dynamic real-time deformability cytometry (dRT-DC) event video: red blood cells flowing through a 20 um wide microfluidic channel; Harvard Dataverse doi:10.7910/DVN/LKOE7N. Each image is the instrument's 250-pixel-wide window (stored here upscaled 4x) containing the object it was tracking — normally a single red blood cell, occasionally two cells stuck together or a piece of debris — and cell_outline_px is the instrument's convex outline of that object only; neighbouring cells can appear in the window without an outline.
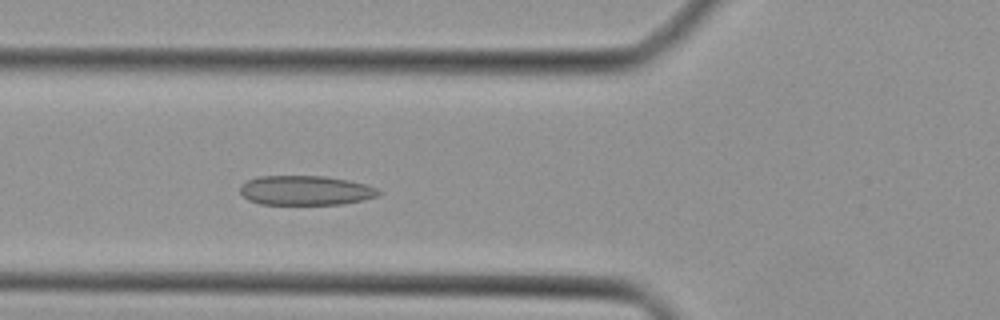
{"species": "Egyptian fruit bat (a non-hibernating species)", "species_latin": "Rousettus aegyptiacus", "temperature_condition": "cold", "stored_images_in_passage": 42, "camera_frame_rate_fps": 3000, "um_per_image_px": 0.085, "animal": {"sex": "female"}, "frame": {"image": 1, "passage_image": 14, "time_ms": 4.333, "image_size_px": [1000, 320], "cell_outline_px": [[380, 192], [376, 196], [364, 200], [340, 204], [260, 204], [248, 200], [240, 192], [240, 184], [248, 180], [260, 176], [324, 176], [348, 180], [364, 184], [376, 188]], "centroid_in_image_um": [25.93, 16.18], "position_along_channel_um": 99.9, "area_um2": 23.7}}
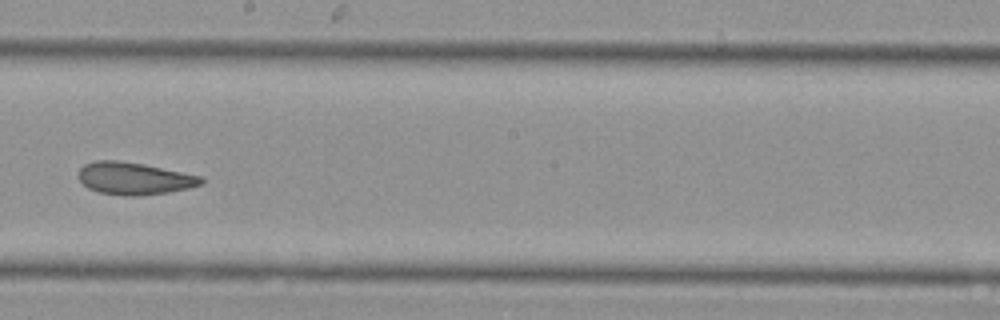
{"frame": {"image": 2, "passage_image": 23, "time_ms": 7.333, "image_size_px": [1000, 320], "cell_outline_px": [[204, 180], [200, 184], [188, 188], [168, 192], [140, 196], [124, 196], [100, 192], [88, 188], [80, 180], [80, 168], [84, 164], [96, 160], [116, 160], [144, 164], [200, 176]], "centroid_in_image_um": [11.39, 15.17], "position_along_channel_um": 236.8, "area_um2": 22.83}}
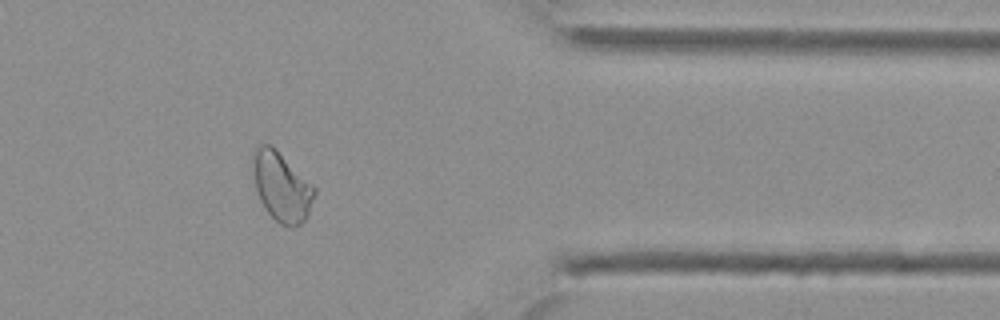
{"frame": {"image": 3, "passage_image": 34, "time_ms": 11.0, "image_size_px": [1000, 320], "cell_outline_px": [[316, 192], [308, 212], [304, 220], [300, 224], [288, 228], [280, 224], [268, 212], [260, 200], [256, 188], [252, 160], [252, 152], [256, 144], [272, 144], [316, 188]], "centroid_in_image_um": [23.92, 15.83], "position_along_channel_um": 387.5, "area_um2": 24.74}}